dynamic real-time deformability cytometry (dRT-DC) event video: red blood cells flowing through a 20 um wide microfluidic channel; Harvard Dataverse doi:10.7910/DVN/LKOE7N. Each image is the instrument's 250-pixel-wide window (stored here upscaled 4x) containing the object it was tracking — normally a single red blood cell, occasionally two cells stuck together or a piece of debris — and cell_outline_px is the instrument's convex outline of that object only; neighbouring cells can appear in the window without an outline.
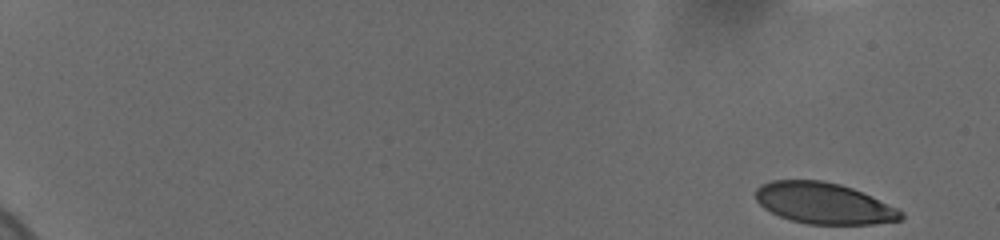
{"species": "human", "species_latin": "Homo sapiens", "temperature_condition": "cold", "stored_images_in_passage": 45, "camera_frame_rate_fps": 3000, "um_per_image_px": 0.085, "donor": {"sex": "female"}, "frame": {"image": 1, "passage_image": 1, "time_ms": 0.0, "image_size_px": [1000, 240], "cell_outline_px": [[904, 216], [900, 220], [872, 224], [808, 224], [792, 220], [780, 216], [764, 208], [756, 200], [756, 188], [760, 184], [772, 180], [824, 180], [840, 184], [852, 188], [896, 208], [904, 212]], "centroid_in_image_um": [70.0, 17.27], "position_along_channel_um": 15.0, "area_um2": 34.62}}
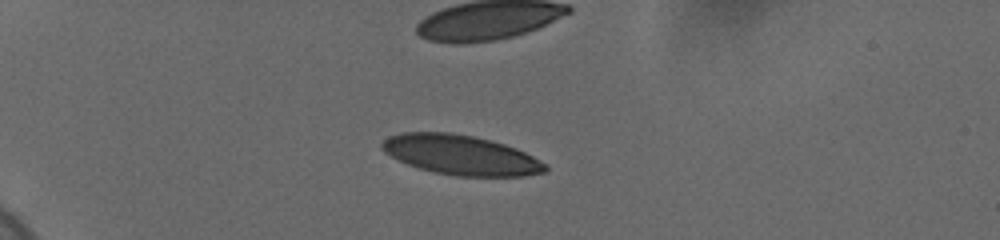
{"frame": {"image": 2, "passage_image": 14, "time_ms": 4.667, "image_size_px": [1000, 240], "cell_outline_px": [[548, 168], [544, 172], [524, 176], [456, 176], [432, 172], [408, 164], [384, 152], [380, 148], [380, 144], [388, 136], [400, 132], [448, 132], [472, 136], [504, 144], [516, 148], [548, 164]], "centroid_in_image_um": [39.15, 13.17], "position_along_channel_um": 45.8, "area_um2": 37.74}}